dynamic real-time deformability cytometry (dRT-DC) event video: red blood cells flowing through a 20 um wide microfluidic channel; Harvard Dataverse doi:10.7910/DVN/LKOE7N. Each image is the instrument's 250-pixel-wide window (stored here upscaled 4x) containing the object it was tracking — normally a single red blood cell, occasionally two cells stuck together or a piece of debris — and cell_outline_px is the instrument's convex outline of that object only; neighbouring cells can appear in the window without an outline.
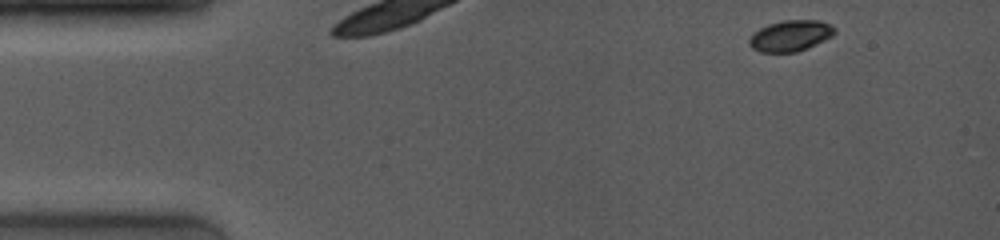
{"species": "common noctule bat (a hibernating species)", "species_latin": "Nyctalus noctula", "temperature_condition": "room temperature", "stored_images_in_passage": 21, "camera_frame_rate_fps": 4000, "um_per_image_px": 0.085, "animal": {"sex": "female", "body_mass_g": 19.0, "forearm_length_mm": 53.3}, "frame": {"image": 1, "passage_image": 1, "time_ms": 0.0, "image_size_px": [1000, 240], "cell_outline_px": [[836, 32], [832, 36], [808, 48], [796, 52], [760, 52], [752, 48], [748, 44], [748, 40], [752, 32], [768, 24], [784, 20], [820, 20], [836, 28]], "centroid_in_image_um": [67.17, 3.04], "position_along_channel_um": 17.8, "area_um2": 15.55}}
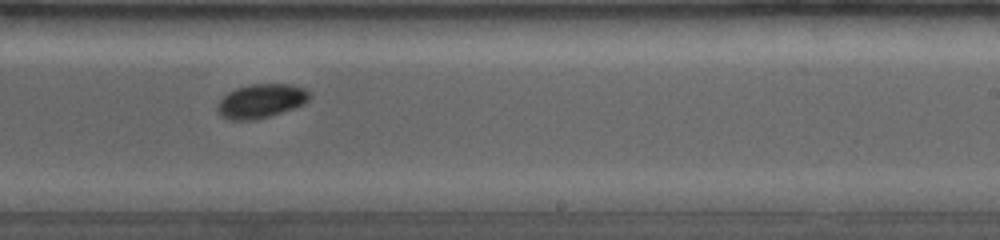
{"frame": {"image": 2, "passage_image": 20, "time_ms": 8.5, "image_size_px": [1000, 240], "cell_outline_px": [[312, 96], [304, 104], [256, 120], [228, 120], [220, 116], [216, 112], [216, 104], [228, 92], [236, 88], [248, 84], [292, 84], [304, 88]], "centroid_in_image_um": [22.14, 8.58], "position_along_channel_um": 266.9, "area_um2": 18.38}}
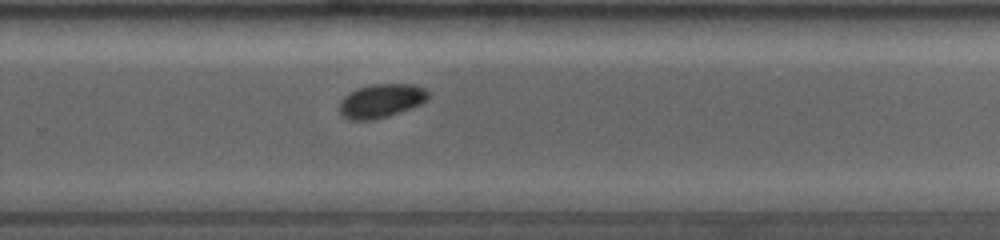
{"frame": {"image": 3, "passage_image": 21, "time_ms": 9.25, "image_size_px": [1000, 240], "cell_outline_px": [[428, 96], [420, 104], [388, 116], [372, 120], [348, 120], [340, 116], [336, 108], [340, 100], [348, 92], [356, 88], [372, 84], [412, 84], [424, 88], [428, 92]], "centroid_in_image_um": [32.28, 8.58], "position_along_channel_um": 297.5, "area_um2": 17.69}}